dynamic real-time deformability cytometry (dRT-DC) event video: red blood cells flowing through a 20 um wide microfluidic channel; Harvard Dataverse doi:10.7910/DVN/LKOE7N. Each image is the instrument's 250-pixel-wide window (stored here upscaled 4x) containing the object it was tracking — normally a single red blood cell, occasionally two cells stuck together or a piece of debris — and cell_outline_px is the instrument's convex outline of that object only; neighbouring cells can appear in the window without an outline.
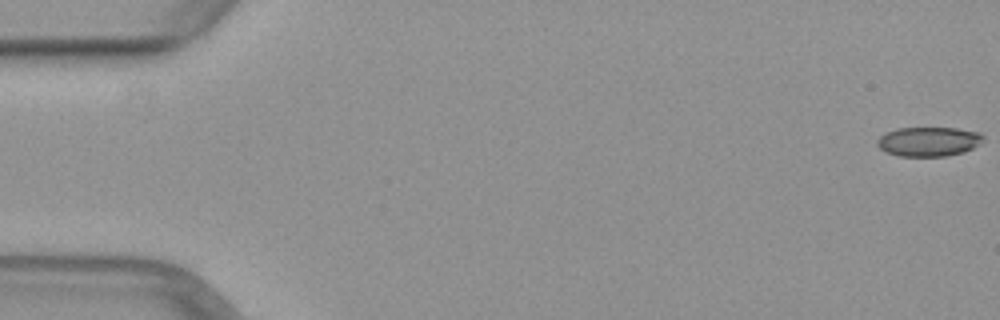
{"species": "common noctule bat (a hibernating species)", "species_latin": "Nyctalus noctula", "temperature_condition": "warm", "stored_images_in_passage": 50, "camera_frame_rate_fps": 3000, "um_per_image_px": 0.085, "animal": {"sex": "female", "body_mass_g": 29.2, "forearm_length_mm": 56.3}, "frame": {"image": 1, "passage_image": 1, "time_ms": 0.0, "image_size_px": [1000, 320], "cell_outline_px": [[984, 140], [980, 144], [964, 152], [944, 156], [900, 156], [884, 152], [876, 144], [876, 140], [880, 136], [896, 128], [956, 128], [980, 132], [984, 136]], "centroid_in_image_um": [78.94, 12.03], "position_along_channel_um": 6.1, "area_um2": 18.26}}
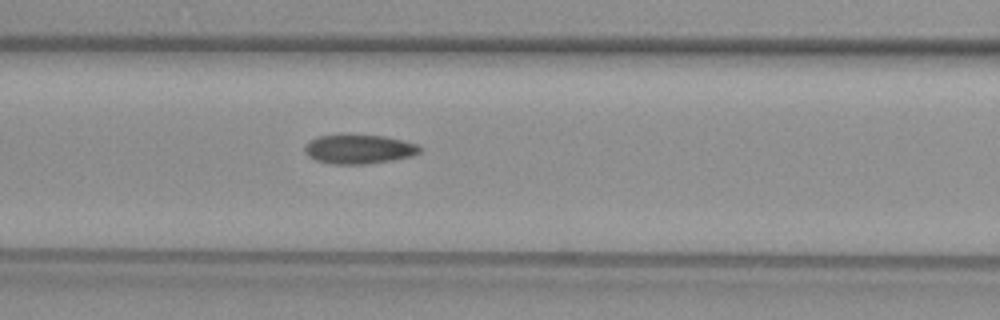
{"frame": {"image": 2, "passage_image": 22, "time_ms": 7.0, "image_size_px": [1000, 320], "cell_outline_px": [[420, 152], [412, 156], [392, 160], [368, 164], [332, 164], [316, 160], [308, 156], [304, 152], [304, 148], [316, 136], [340, 132], [384, 136], [416, 144], [420, 148]], "centroid_in_image_um": [30.45, 12.64], "position_along_channel_um": 136.1, "area_um2": 20.06}}
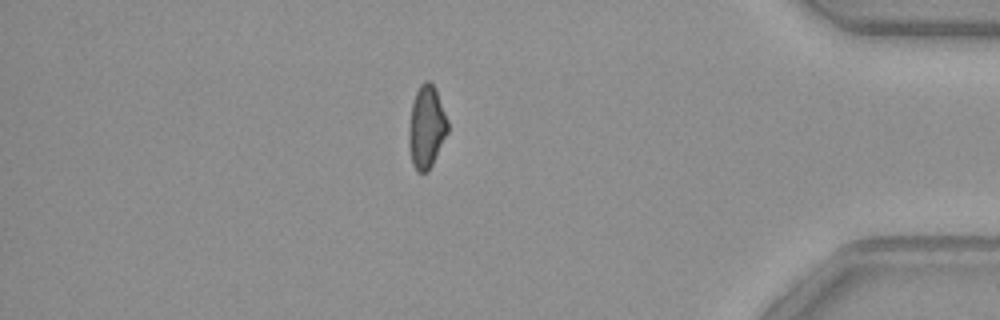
{"frame": {"image": 3, "passage_image": 44, "time_ms": 14.333, "image_size_px": [1000, 320], "cell_outline_px": [[448, 132], [428, 172], [416, 172], [412, 164], [408, 148], [408, 128], [412, 100], [420, 84], [424, 80], [428, 80], [436, 88], [448, 120]], "centroid_in_image_um": [36.23, 10.79], "position_along_channel_um": 399.0, "area_um2": 19.07}}